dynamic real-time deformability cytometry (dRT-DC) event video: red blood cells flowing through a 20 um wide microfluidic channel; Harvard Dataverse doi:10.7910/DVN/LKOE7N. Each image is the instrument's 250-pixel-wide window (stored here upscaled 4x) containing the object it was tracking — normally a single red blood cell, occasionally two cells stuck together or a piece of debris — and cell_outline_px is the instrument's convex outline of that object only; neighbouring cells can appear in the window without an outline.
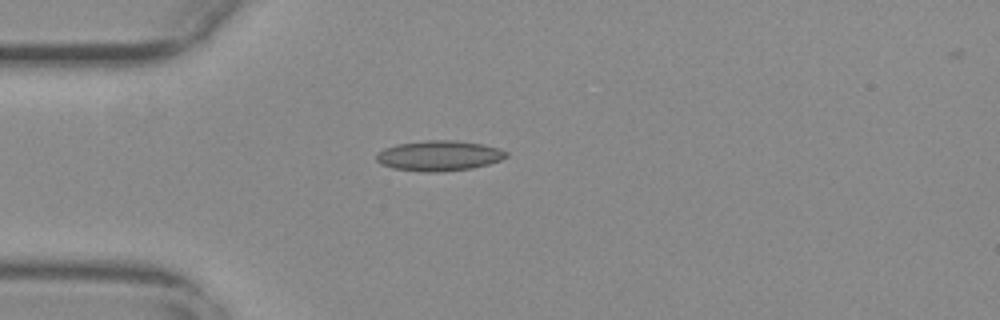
{"species": "common noctule bat (a hibernating species)", "species_latin": "Nyctalus noctula", "temperature_condition": "warm", "stored_images_in_passage": 41, "camera_frame_rate_fps": 3000, "um_per_image_px": 0.085, "animal": {"sex": "female", "body_mass_g": 29.2, "forearm_length_mm": 56.3}, "frame": {"image": 1, "passage_image": 1, "time_ms": 0.0, "image_size_px": [1000, 320], "cell_outline_px": [[508, 156], [500, 160], [488, 164], [472, 168], [436, 172], [420, 172], [392, 168], [380, 164], [376, 160], [376, 152], [384, 148], [396, 144], [424, 140], [456, 140], [484, 144], [500, 148], [508, 152]], "centroid_in_image_um": [37.3, 13.23], "position_along_channel_um": 47.7, "area_um2": 23.24}}
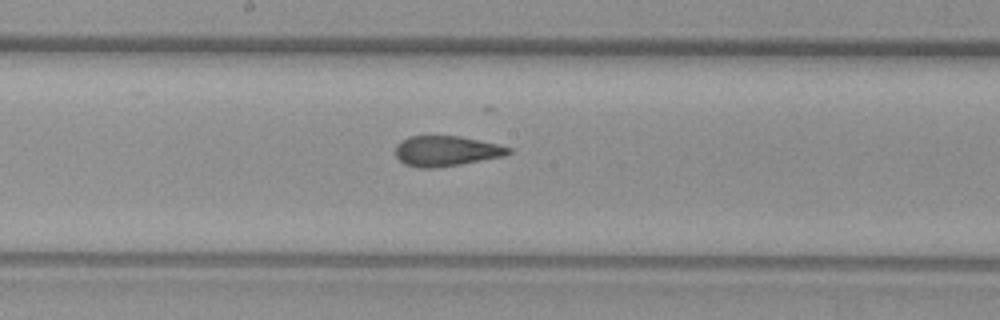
{"frame": {"image": 2, "passage_image": 15, "time_ms": 4.667, "image_size_px": [1000, 320], "cell_outline_px": [[512, 152], [504, 156], [460, 164], [432, 168], [420, 168], [404, 164], [396, 156], [396, 144], [400, 140], [408, 136], [460, 136], [496, 144], [512, 148]], "centroid_in_image_um": [37.9, 12.83], "position_along_channel_um": 210.3, "area_um2": 19.88}}
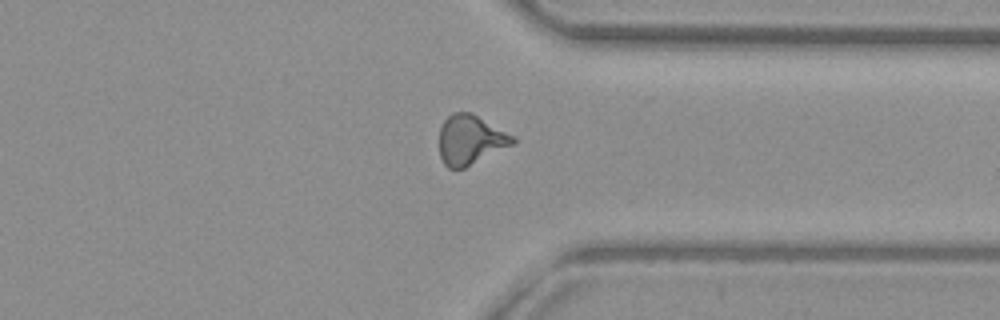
{"frame": {"image": 3, "passage_image": 28, "time_ms": 9.0, "image_size_px": [1000, 320], "cell_outline_px": [[516, 144], [464, 168], [448, 168], [444, 164], [440, 156], [440, 128], [444, 120], [452, 112], [472, 112], [516, 136]], "centroid_in_image_um": [40.03, 11.87], "position_along_channel_um": 371.4, "area_um2": 21.56}, "authors_computed_cell_mechanics": {"area_um2": 20.6346, "velocity_mm_per_s": 3.7792, "shape_relaxation_time_tau1_ms": null, "shape_relaxation_time_tau2_ms": 1.7945, "deformation_change_tau1": null, "deformation_change_tau2": 0.0837}}